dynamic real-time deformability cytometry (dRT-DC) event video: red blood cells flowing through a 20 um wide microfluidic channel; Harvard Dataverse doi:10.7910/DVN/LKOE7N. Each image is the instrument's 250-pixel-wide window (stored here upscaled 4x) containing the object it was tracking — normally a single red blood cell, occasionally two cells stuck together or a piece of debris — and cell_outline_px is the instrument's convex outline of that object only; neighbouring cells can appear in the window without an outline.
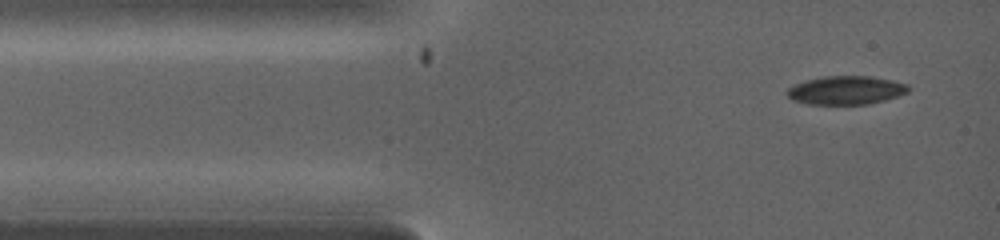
{"species": "common noctule bat (a hibernating species)", "species_latin": "Nyctalus noctula", "temperature_condition": "warm", "stored_images_in_passage": 6, "camera_frame_rate_fps": 5000, "um_per_image_px": 0.085, "animal": {"sex": "female", "body_mass_g": 19.0, "forearm_length_mm": 53.3}, "frame": {"image": 1, "passage_image": 1, "time_ms": 0.0, "image_size_px": [1000, 240], "cell_outline_px": [[908, 92], [884, 100], [868, 104], [808, 104], [792, 100], [784, 92], [788, 88], [796, 84], [808, 80], [828, 76], [868, 76], [908, 84]], "centroid_in_image_um": [71.87, 7.68], "position_along_channel_um": 13.1, "area_um2": 19.83}}
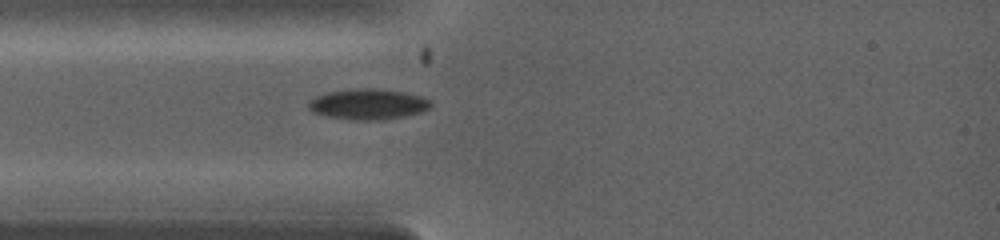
{"frame": {"image": 2, "passage_image": 4, "time_ms": 1.6, "image_size_px": [1000, 240], "cell_outline_px": [[432, 104], [428, 108], [420, 112], [404, 116], [380, 120], [352, 120], [328, 116], [316, 112], [308, 108], [308, 104], [316, 96], [328, 92], [356, 88], [372, 88], [404, 92], [420, 96], [428, 100]], "centroid_in_image_um": [31.29, 8.85], "position_along_channel_um": 53.7, "area_um2": 21.44}}
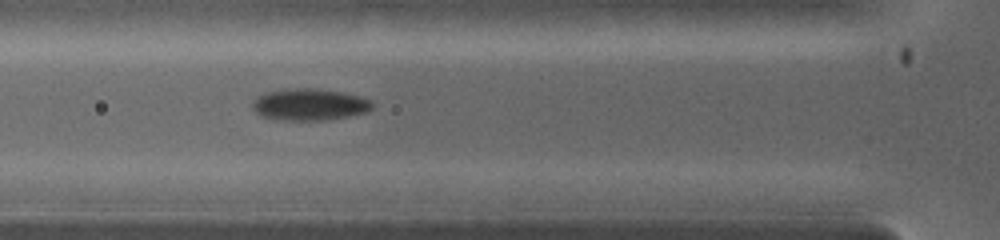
{"frame": {"image": 3, "passage_image": 6, "time_ms": 2.4, "image_size_px": [1000, 240], "cell_outline_px": [[372, 108], [368, 112], [348, 116], [324, 120], [272, 120], [260, 116], [252, 108], [252, 100], [256, 96], [264, 92], [288, 88], [308, 88], [340, 92], [360, 96], [368, 100], [372, 104]], "centroid_in_image_um": [26.22, 8.89], "position_along_channel_um": 99.6, "area_um2": 22.31}}